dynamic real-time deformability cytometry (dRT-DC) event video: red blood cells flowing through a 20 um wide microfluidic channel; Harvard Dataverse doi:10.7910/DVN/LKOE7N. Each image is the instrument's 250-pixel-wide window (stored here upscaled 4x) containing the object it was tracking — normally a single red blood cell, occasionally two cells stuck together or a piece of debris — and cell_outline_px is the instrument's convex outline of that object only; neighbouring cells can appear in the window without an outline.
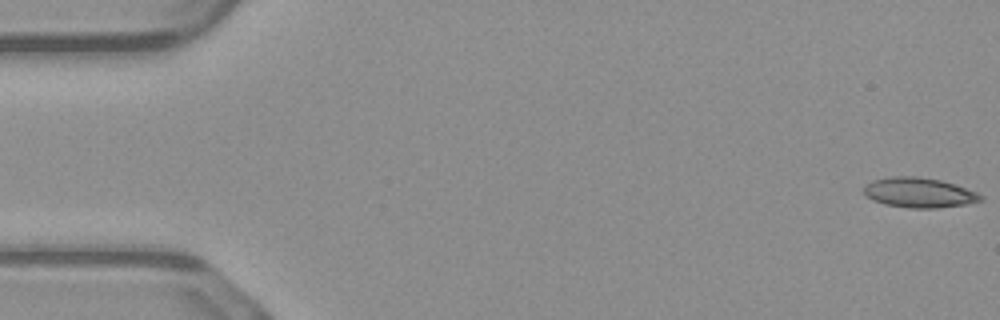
{"species": "common noctule bat (a hibernating species)", "species_latin": "Nyctalus noctula", "temperature_condition": "warm", "stored_images_in_passage": 51, "camera_frame_rate_fps": 3000, "um_per_image_px": 0.085, "animal": {"sex": "male", "body_mass_g": 23.1, "forearm_length_mm": 52.7}, "frame": {"image": 1, "passage_image": 1, "time_ms": 0.0, "image_size_px": [1000, 320], "cell_outline_px": [[984, 200], [964, 204], [936, 208], [912, 208], [884, 204], [872, 200], [864, 192], [864, 188], [872, 180], [892, 176], [916, 176], [940, 180], [976, 192], [984, 196]], "centroid_in_image_um": [78.11, 16.37], "position_along_channel_um": 6.9, "area_um2": 20.11}}
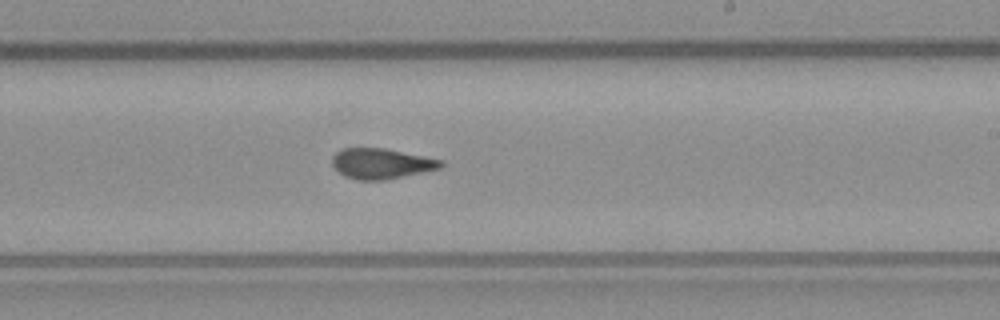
{"frame": {"image": 2, "passage_image": 30, "time_ms": 9.667, "image_size_px": [1000, 320], "cell_outline_px": [[444, 164], [440, 168], [384, 180], [356, 180], [344, 176], [332, 164], [332, 156], [340, 148], [384, 148], [444, 160]], "centroid_in_image_um": [32.39, 13.9], "position_along_channel_um": 256.6, "area_um2": 19.19}}
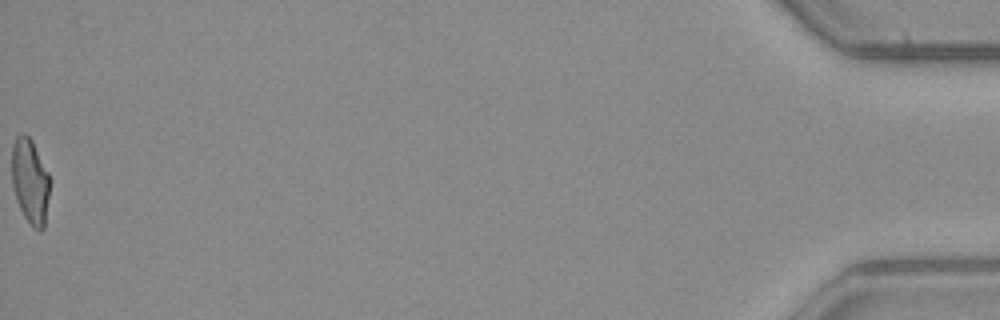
{"frame": {"image": 3, "passage_image": 51, "time_ms": 16.667, "image_size_px": [1000, 320], "cell_outline_px": [[48, 196], [44, 228], [40, 232], [32, 228], [24, 216], [16, 200], [12, 184], [12, 144], [16, 136], [24, 132], [32, 140], [48, 172]], "centroid_in_image_um": [2.53, 15.4], "position_along_channel_um": 432.7, "area_um2": 18.79}, "authors_computed_cell_mechanics": {"area_um2": 19.652, "velocity_mm_per_s": 4.1145, "shape_relaxation_time_tau1_ms": null, "shape_relaxation_time_tau2_ms": 1.7779, "deformation_change_tau1": null, "deformation_change_tau2": 0.0861}}